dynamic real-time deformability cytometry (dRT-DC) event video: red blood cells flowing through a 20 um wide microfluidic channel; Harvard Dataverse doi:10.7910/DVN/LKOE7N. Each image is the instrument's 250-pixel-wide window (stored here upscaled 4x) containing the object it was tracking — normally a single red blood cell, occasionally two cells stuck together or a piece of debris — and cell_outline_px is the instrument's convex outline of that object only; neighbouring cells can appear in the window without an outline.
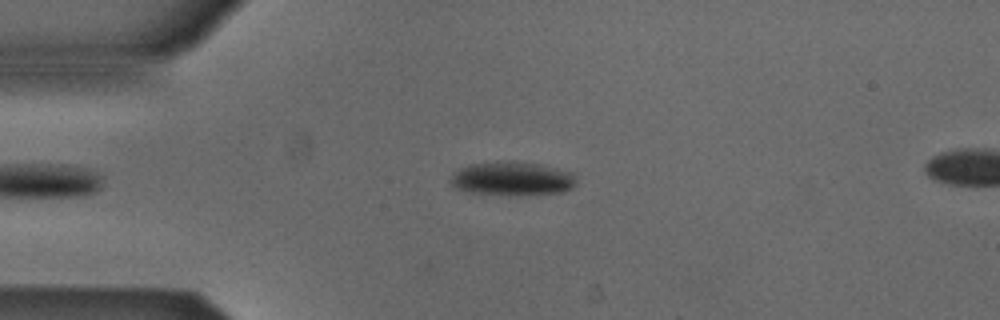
{"species": "Egyptian fruit bat (a non-hibernating species)", "species_latin": "Rousettus aegyptiacus", "temperature_condition": "cold", "stored_images_in_passage": 43, "camera_frame_rate_fps": 3000, "um_per_image_px": 0.085, "animal": {"sex": "male"}, "frame": {"image": 1, "passage_image": 4, "time_ms": 1.0, "image_size_px": [1000, 320], "cell_outline_px": [[576, 184], [572, 188], [564, 192], [508, 196], [468, 192], [456, 188], [452, 184], [452, 176], [460, 168], [468, 164], [500, 160], [512, 160], [536, 164], [556, 168], [572, 172], [576, 176]], "centroid_in_image_um": [43.56, 15.18], "position_along_channel_um": 41.4, "area_um2": 25.14}}
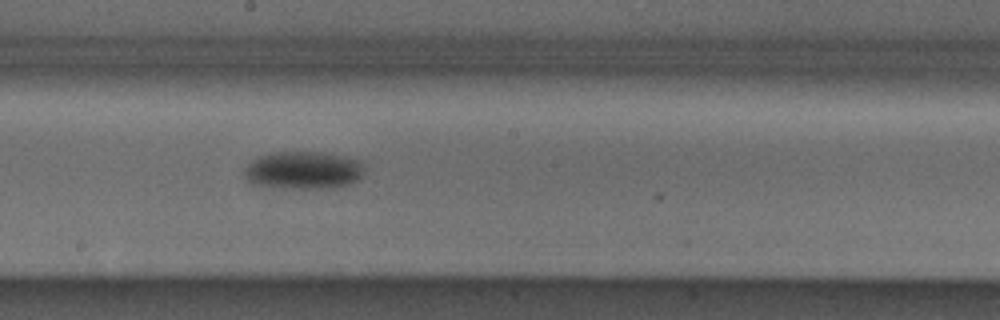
{"frame": {"image": 2, "passage_image": 20, "time_ms": 6.333, "image_size_px": [1000, 320], "cell_outline_px": [[364, 168], [360, 180], [352, 184], [332, 188], [284, 188], [252, 184], [244, 176], [244, 168], [252, 160], [260, 156], [272, 152], [324, 152], [360, 160]], "centroid_in_image_um": [25.8, 14.48], "position_along_channel_um": 222.4, "area_um2": 26.65}}
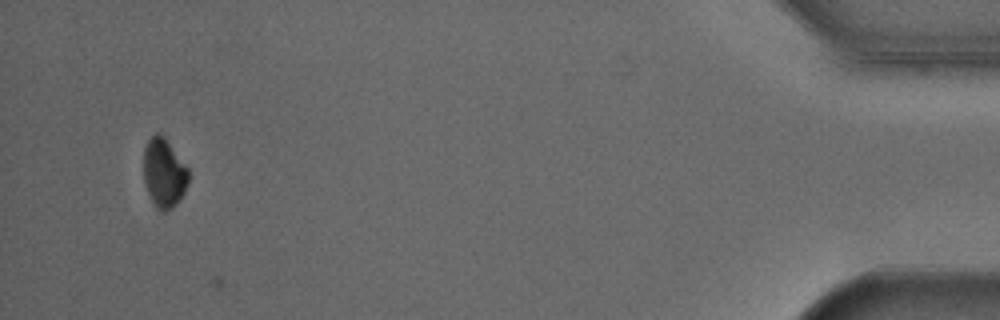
{"frame": {"image": 3, "passage_image": 42, "time_ms": 13.667, "image_size_px": [1000, 320], "cell_outline_px": [[188, 184], [184, 192], [176, 204], [172, 208], [164, 212], [156, 208], [148, 192], [144, 180], [144, 148], [148, 140], [156, 132], [160, 132], [164, 136], [188, 168]], "centroid_in_image_um": [13.94, 14.69], "position_along_channel_um": 421.3, "area_um2": 17.98}, "authors_computed_cell_mechanics": {"area_um2": 24.9118, "velocity_mm_per_s": 3.8416, "shape_relaxation_time_tau1_ms": 2.8437, "shape_relaxation_time_tau2_ms": null, "deformation_change_tau1": 0.0694, "deformation_change_tau2": null}}